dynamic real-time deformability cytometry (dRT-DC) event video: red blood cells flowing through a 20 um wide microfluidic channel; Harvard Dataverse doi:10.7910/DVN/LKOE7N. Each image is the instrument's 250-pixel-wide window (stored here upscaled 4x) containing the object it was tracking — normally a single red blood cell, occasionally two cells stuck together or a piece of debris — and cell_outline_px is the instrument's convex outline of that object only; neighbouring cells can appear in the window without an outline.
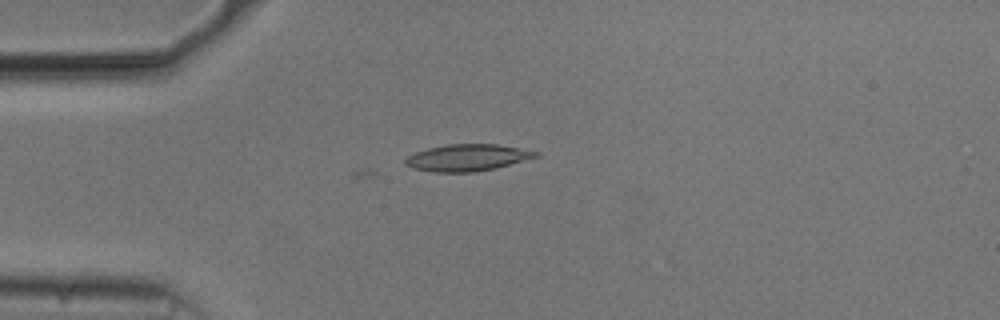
{"species": "common noctule bat (a hibernating species)", "species_latin": "Nyctalus noctula", "temperature_condition": "cold", "stored_images_in_passage": 4, "camera_frame_rate_fps": 3000, "um_per_image_px": 0.085, "animal": {"sex": "male", "body_mass_g": 20.5, "forearm_length_mm": 52.5}, "frame": {"image": 1, "passage_image": 4, "time_ms": 1.0, "image_size_px": [1000, 320], "cell_outline_px": [[540, 156], [496, 168], [472, 172], [436, 172], [412, 168], [404, 164], [404, 160], [408, 156], [416, 152], [428, 148], [444, 144], [496, 144], [540, 152]], "centroid_in_image_um": [39.72, 13.4], "position_along_channel_um": 45.3, "area_um2": 20.29}}